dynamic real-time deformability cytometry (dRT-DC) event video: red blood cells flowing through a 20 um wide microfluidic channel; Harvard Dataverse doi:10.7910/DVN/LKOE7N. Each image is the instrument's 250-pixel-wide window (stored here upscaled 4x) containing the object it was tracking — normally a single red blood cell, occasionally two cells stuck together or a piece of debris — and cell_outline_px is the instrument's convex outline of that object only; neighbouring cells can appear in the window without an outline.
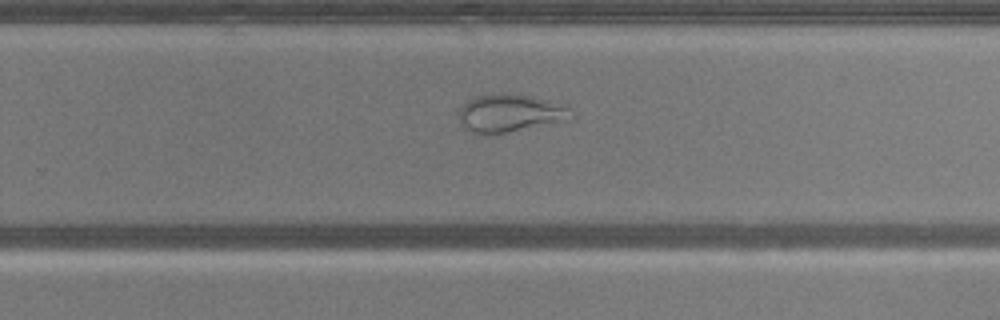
{"species": "common noctule bat (a hibernating species)", "species_latin": "Nyctalus noctula", "temperature_condition": "warm", "stored_images_in_passage": 38, "camera_frame_rate_fps": 3000, "um_per_image_px": 0.085, "animal": {"sex": "male", "body_mass_g": 20.5, "forearm_length_mm": 52.5}, "frame": {"image": 1, "passage_image": 22, "time_ms": 7.0, "image_size_px": [1000, 320], "cell_outline_px": [[568, 120], [504, 132], [472, 132], [460, 120], [460, 108], [468, 100], [476, 96], [500, 92], [512, 92], [564, 104], [568, 108]], "centroid_in_image_um": [43.34, 9.56], "position_along_channel_um": 286.5, "area_um2": 23.87}}
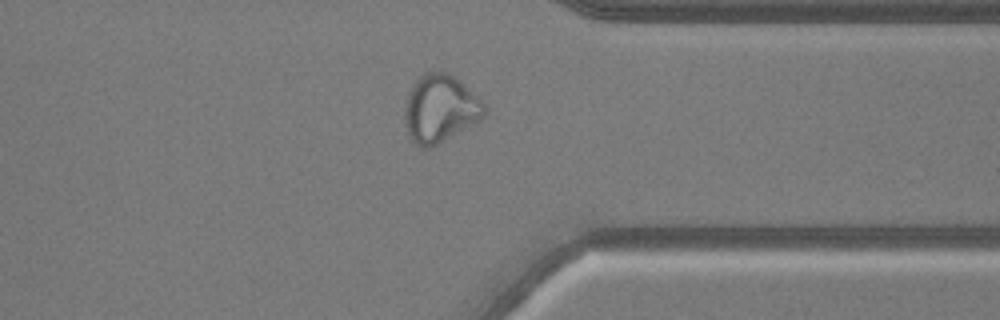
{"frame": {"image": 2, "passage_image": 29, "time_ms": 9.333, "image_size_px": [1000, 320], "cell_outline_px": [[488, 108], [484, 116], [480, 120], [436, 144], [428, 148], [420, 148], [412, 140], [408, 132], [404, 116], [404, 108], [408, 92], [416, 80], [424, 72], [448, 72], [456, 76]], "centroid_in_image_um": [37.4, 9.21], "position_along_channel_um": 374.0, "area_um2": 31.15}}
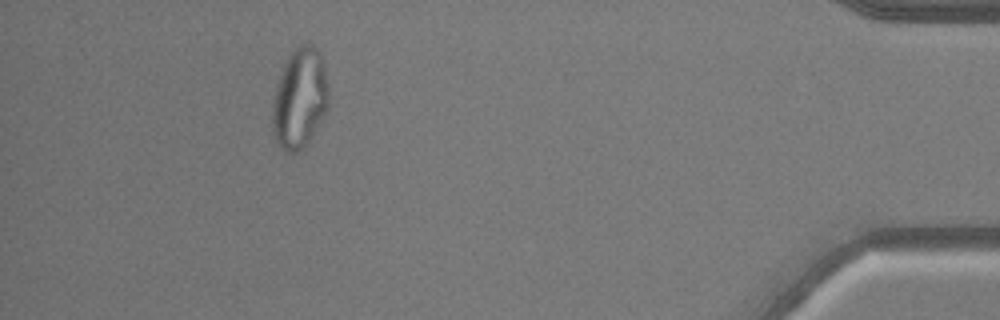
{"frame": {"image": 3, "passage_image": 36, "time_ms": 11.667, "image_size_px": [1000, 320], "cell_outline_px": [[328, 108], [312, 136], [304, 148], [292, 156], [284, 152], [280, 148], [272, 132], [272, 104], [276, 88], [284, 64], [288, 56], [300, 44], [308, 40], [320, 52], [328, 84]], "centroid_in_image_um": [25.47, 8.4], "position_along_channel_um": 409.7, "area_um2": 33.23}}